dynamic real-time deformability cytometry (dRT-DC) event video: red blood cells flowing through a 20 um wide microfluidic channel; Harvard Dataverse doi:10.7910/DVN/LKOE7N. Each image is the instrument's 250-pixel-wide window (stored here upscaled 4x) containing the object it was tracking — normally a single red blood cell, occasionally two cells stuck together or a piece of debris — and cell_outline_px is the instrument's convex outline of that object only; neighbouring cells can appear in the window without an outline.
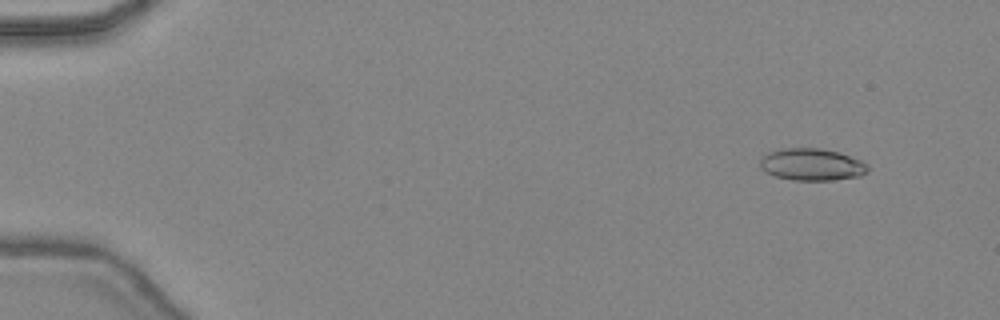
{"species": "common noctule bat (a hibernating species)", "species_latin": "Nyctalus noctula", "temperature_condition": "warm", "stored_images_in_passage": 47, "camera_frame_rate_fps": 3000, "um_per_image_px": 0.085, "animal": {"sex": "female", "body_mass_g": 24.6, "forearm_length_mm": 56.2}, "frame": {"image": 1, "passage_image": 5, "time_ms": 1.333, "image_size_px": [1000, 320], "cell_outline_px": [[868, 172], [860, 176], [832, 180], [792, 180], [776, 176], [764, 172], [760, 168], [760, 156], [768, 152], [780, 148], [820, 148], [836, 152], [860, 160], [868, 164]], "centroid_in_image_um": [68.95, 13.98], "position_along_channel_um": 16.0, "area_um2": 20.23}}
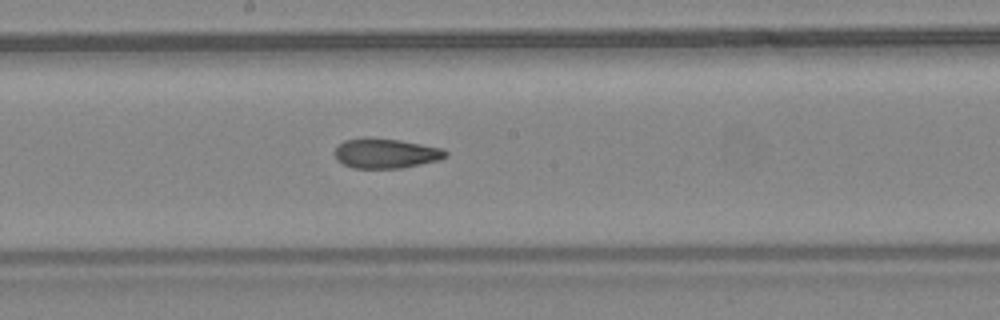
{"frame": {"image": 2, "passage_image": 27, "time_ms": 8.667, "image_size_px": [1000, 320], "cell_outline_px": [[448, 156], [440, 160], [400, 168], [352, 168], [336, 160], [332, 152], [344, 140], [364, 136], [400, 140], [440, 148], [448, 152]], "centroid_in_image_um": [32.74, 13.02], "position_along_channel_um": 215.5, "area_um2": 19.48}}
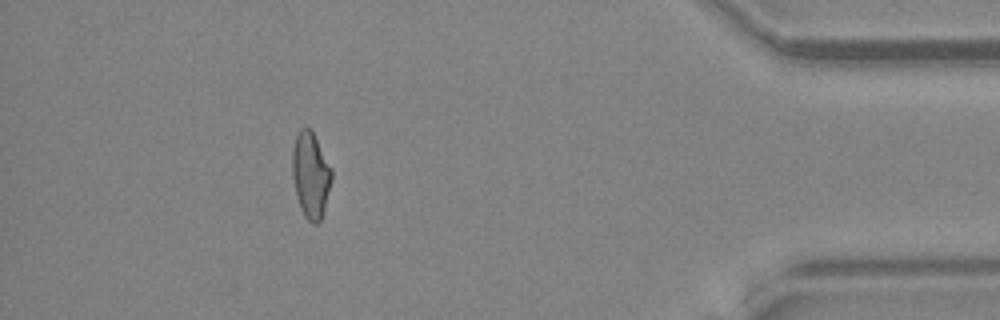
{"frame": {"image": 3, "passage_image": 43, "time_ms": 14.0, "image_size_px": [1000, 320], "cell_outline_px": [[332, 180], [324, 212], [320, 220], [316, 224], [312, 224], [304, 216], [300, 208], [296, 196], [292, 176], [292, 148], [296, 136], [300, 128], [312, 128], [332, 168]], "centroid_in_image_um": [26.41, 14.86], "position_along_channel_um": 408.8, "area_um2": 20.11}, "authors_computed_cell_mechanics": {"area_um2": 19.941, "velocity_mm_per_s": 4.5135, "shape_relaxation_time_tau1_ms": null, "shape_relaxation_time_tau2_ms": 2.3547, "deformation_change_tau1": null, "deformation_change_tau2": 0.098}}